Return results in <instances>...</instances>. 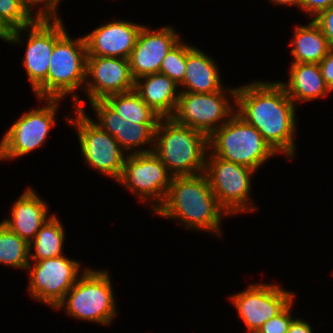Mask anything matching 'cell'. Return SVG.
Returning <instances> with one entry per match:
<instances>
[{
  "instance_id": "cell-1",
  "label": "cell",
  "mask_w": 333,
  "mask_h": 333,
  "mask_svg": "<svg viewBox=\"0 0 333 333\" xmlns=\"http://www.w3.org/2000/svg\"><path fill=\"white\" fill-rule=\"evenodd\" d=\"M236 111L280 155L295 159L298 106L278 81L257 80L237 86ZM297 117V118H296Z\"/></svg>"
},
{
  "instance_id": "cell-2",
  "label": "cell",
  "mask_w": 333,
  "mask_h": 333,
  "mask_svg": "<svg viewBox=\"0 0 333 333\" xmlns=\"http://www.w3.org/2000/svg\"><path fill=\"white\" fill-rule=\"evenodd\" d=\"M153 214L173 219L185 230L207 232L221 239L222 219L231 218L218 203L204 173L173 176L165 200Z\"/></svg>"
},
{
  "instance_id": "cell-3",
  "label": "cell",
  "mask_w": 333,
  "mask_h": 333,
  "mask_svg": "<svg viewBox=\"0 0 333 333\" xmlns=\"http://www.w3.org/2000/svg\"><path fill=\"white\" fill-rule=\"evenodd\" d=\"M87 50L84 36L72 38L66 31L51 54L47 80L34 92L35 98L64 99L71 96L73 108L85 110L78 95L86 82ZM77 91V93H76Z\"/></svg>"
},
{
  "instance_id": "cell-4",
  "label": "cell",
  "mask_w": 333,
  "mask_h": 333,
  "mask_svg": "<svg viewBox=\"0 0 333 333\" xmlns=\"http://www.w3.org/2000/svg\"><path fill=\"white\" fill-rule=\"evenodd\" d=\"M208 151V136L204 133L181 125L171 117L159 119L153 152L173 176L204 173Z\"/></svg>"
},
{
  "instance_id": "cell-5",
  "label": "cell",
  "mask_w": 333,
  "mask_h": 333,
  "mask_svg": "<svg viewBox=\"0 0 333 333\" xmlns=\"http://www.w3.org/2000/svg\"><path fill=\"white\" fill-rule=\"evenodd\" d=\"M109 272L107 268L97 270L88 266L55 310L62 309L81 322L111 325L118 314V301Z\"/></svg>"
},
{
  "instance_id": "cell-6",
  "label": "cell",
  "mask_w": 333,
  "mask_h": 333,
  "mask_svg": "<svg viewBox=\"0 0 333 333\" xmlns=\"http://www.w3.org/2000/svg\"><path fill=\"white\" fill-rule=\"evenodd\" d=\"M209 153L259 171L278 153L251 124L236 113L208 137Z\"/></svg>"
},
{
  "instance_id": "cell-7",
  "label": "cell",
  "mask_w": 333,
  "mask_h": 333,
  "mask_svg": "<svg viewBox=\"0 0 333 333\" xmlns=\"http://www.w3.org/2000/svg\"><path fill=\"white\" fill-rule=\"evenodd\" d=\"M73 112L74 115L64 116V119L75 129L84 164L118 182L128 154L114 137L92 120L86 110L74 108Z\"/></svg>"
},
{
  "instance_id": "cell-8",
  "label": "cell",
  "mask_w": 333,
  "mask_h": 333,
  "mask_svg": "<svg viewBox=\"0 0 333 333\" xmlns=\"http://www.w3.org/2000/svg\"><path fill=\"white\" fill-rule=\"evenodd\" d=\"M37 99L43 105L20 114L0 139V161L20 159L45 145L50 131L57 124L62 99Z\"/></svg>"
},
{
  "instance_id": "cell-9",
  "label": "cell",
  "mask_w": 333,
  "mask_h": 333,
  "mask_svg": "<svg viewBox=\"0 0 333 333\" xmlns=\"http://www.w3.org/2000/svg\"><path fill=\"white\" fill-rule=\"evenodd\" d=\"M66 31L61 18H37L32 24L12 32L7 43L13 46L24 45L23 38L27 37L22 66L33 93L47 80L53 48Z\"/></svg>"
},
{
  "instance_id": "cell-10",
  "label": "cell",
  "mask_w": 333,
  "mask_h": 333,
  "mask_svg": "<svg viewBox=\"0 0 333 333\" xmlns=\"http://www.w3.org/2000/svg\"><path fill=\"white\" fill-rule=\"evenodd\" d=\"M257 171L207 153L204 174L220 206L229 216L258 211L251 195ZM243 213V214H242Z\"/></svg>"
},
{
  "instance_id": "cell-11",
  "label": "cell",
  "mask_w": 333,
  "mask_h": 333,
  "mask_svg": "<svg viewBox=\"0 0 333 333\" xmlns=\"http://www.w3.org/2000/svg\"><path fill=\"white\" fill-rule=\"evenodd\" d=\"M236 91L237 87L225 86L213 93L180 92L171 118L209 137L235 114Z\"/></svg>"
},
{
  "instance_id": "cell-12",
  "label": "cell",
  "mask_w": 333,
  "mask_h": 333,
  "mask_svg": "<svg viewBox=\"0 0 333 333\" xmlns=\"http://www.w3.org/2000/svg\"><path fill=\"white\" fill-rule=\"evenodd\" d=\"M75 258L61 255L54 258L30 261L27 267V292L33 300L44 303L54 311L66 293L88 267H81Z\"/></svg>"
},
{
  "instance_id": "cell-13",
  "label": "cell",
  "mask_w": 333,
  "mask_h": 333,
  "mask_svg": "<svg viewBox=\"0 0 333 333\" xmlns=\"http://www.w3.org/2000/svg\"><path fill=\"white\" fill-rule=\"evenodd\" d=\"M172 179L162 160L151 151L127 155L117 183L136 195L140 203H147L153 214L165 200Z\"/></svg>"
},
{
  "instance_id": "cell-14",
  "label": "cell",
  "mask_w": 333,
  "mask_h": 333,
  "mask_svg": "<svg viewBox=\"0 0 333 333\" xmlns=\"http://www.w3.org/2000/svg\"><path fill=\"white\" fill-rule=\"evenodd\" d=\"M227 298L244 323L246 332L257 333L265 322L279 314L296 298V294L278 283L259 281Z\"/></svg>"
},
{
  "instance_id": "cell-15",
  "label": "cell",
  "mask_w": 333,
  "mask_h": 333,
  "mask_svg": "<svg viewBox=\"0 0 333 333\" xmlns=\"http://www.w3.org/2000/svg\"><path fill=\"white\" fill-rule=\"evenodd\" d=\"M129 60L117 57L87 56L84 95L87 102L134 90Z\"/></svg>"
},
{
  "instance_id": "cell-16",
  "label": "cell",
  "mask_w": 333,
  "mask_h": 333,
  "mask_svg": "<svg viewBox=\"0 0 333 333\" xmlns=\"http://www.w3.org/2000/svg\"><path fill=\"white\" fill-rule=\"evenodd\" d=\"M89 104L96 116V119L92 118V120L114 137L128 155L153 151L158 123L126 121L104 100H96Z\"/></svg>"
},
{
  "instance_id": "cell-17",
  "label": "cell",
  "mask_w": 333,
  "mask_h": 333,
  "mask_svg": "<svg viewBox=\"0 0 333 333\" xmlns=\"http://www.w3.org/2000/svg\"><path fill=\"white\" fill-rule=\"evenodd\" d=\"M152 28L154 27L142 26L128 58L134 80L148 74L159 73L167 53L182 39V35L173 25Z\"/></svg>"
},
{
  "instance_id": "cell-18",
  "label": "cell",
  "mask_w": 333,
  "mask_h": 333,
  "mask_svg": "<svg viewBox=\"0 0 333 333\" xmlns=\"http://www.w3.org/2000/svg\"><path fill=\"white\" fill-rule=\"evenodd\" d=\"M144 24L130 20L103 23L84 34L87 56L117 57L128 59Z\"/></svg>"
},
{
  "instance_id": "cell-19",
  "label": "cell",
  "mask_w": 333,
  "mask_h": 333,
  "mask_svg": "<svg viewBox=\"0 0 333 333\" xmlns=\"http://www.w3.org/2000/svg\"><path fill=\"white\" fill-rule=\"evenodd\" d=\"M35 188L27 187L23 193L14 200L9 217L1 219L13 233L25 240L28 244L35 238L43 224L51 218L49 203L46 202Z\"/></svg>"
},
{
  "instance_id": "cell-20",
  "label": "cell",
  "mask_w": 333,
  "mask_h": 333,
  "mask_svg": "<svg viewBox=\"0 0 333 333\" xmlns=\"http://www.w3.org/2000/svg\"><path fill=\"white\" fill-rule=\"evenodd\" d=\"M215 58L187 42L186 72L179 85L180 92L213 93L225 85L220 77L221 70Z\"/></svg>"
},
{
  "instance_id": "cell-21",
  "label": "cell",
  "mask_w": 333,
  "mask_h": 333,
  "mask_svg": "<svg viewBox=\"0 0 333 333\" xmlns=\"http://www.w3.org/2000/svg\"><path fill=\"white\" fill-rule=\"evenodd\" d=\"M287 81L278 82L285 88L288 97L295 103H307L325 98L332 92L316 63H290Z\"/></svg>"
},
{
  "instance_id": "cell-22",
  "label": "cell",
  "mask_w": 333,
  "mask_h": 333,
  "mask_svg": "<svg viewBox=\"0 0 333 333\" xmlns=\"http://www.w3.org/2000/svg\"><path fill=\"white\" fill-rule=\"evenodd\" d=\"M134 91L161 118L173 115L180 95L179 86L161 73L137 78Z\"/></svg>"
},
{
  "instance_id": "cell-23",
  "label": "cell",
  "mask_w": 333,
  "mask_h": 333,
  "mask_svg": "<svg viewBox=\"0 0 333 333\" xmlns=\"http://www.w3.org/2000/svg\"><path fill=\"white\" fill-rule=\"evenodd\" d=\"M288 44L291 47V63H316L332 49L319 25L312 19L306 25H296L293 38Z\"/></svg>"
},
{
  "instance_id": "cell-24",
  "label": "cell",
  "mask_w": 333,
  "mask_h": 333,
  "mask_svg": "<svg viewBox=\"0 0 333 333\" xmlns=\"http://www.w3.org/2000/svg\"><path fill=\"white\" fill-rule=\"evenodd\" d=\"M58 215L49 218L29 243V260L39 261L64 255L66 230ZM34 251V252H33Z\"/></svg>"
},
{
  "instance_id": "cell-25",
  "label": "cell",
  "mask_w": 333,
  "mask_h": 333,
  "mask_svg": "<svg viewBox=\"0 0 333 333\" xmlns=\"http://www.w3.org/2000/svg\"><path fill=\"white\" fill-rule=\"evenodd\" d=\"M104 101L126 121L158 123L161 118L134 91L107 96Z\"/></svg>"
},
{
  "instance_id": "cell-26",
  "label": "cell",
  "mask_w": 333,
  "mask_h": 333,
  "mask_svg": "<svg viewBox=\"0 0 333 333\" xmlns=\"http://www.w3.org/2000/svg\"><path fill=\"white\" fill-rule=\"evenodd\" d=\"M29 244L0 221V265L27 270Z\"/></svg>"
},
{
  "instance_id": "cell-27",
  "label": "cell",
  "mask_w": 333,
  "mask_h": 333,
  "mask_svg": "<svg viewBox=\"0 0 333 333\" xmlns=\"http://www.w3.org/2000/svg\"><path fill=\"white\" fill-rule=\"evenodd\" d=\"M0 18L12 31L28 26L37 19L22 0H0Z\"/></svg>"
},
{
  "instance_id": "cell-28",
  "label": "cell",
  "mask_w": 333,
  "mask_h": 333,
  "mask_svg": "<svg viewBox=\"0 0 333 333\" xmlns=\"http://www.w3.org/2000/svg\"><path fill=\"white\" fill-rule=\"evenodd\" d=\"M181 39L165 56L159 73L166 75L178 86L183 82L186 72L187 42Z\"/></svg>"
},
{
  "instance_id": "cell-29",
  "label": "cell",
  "mask_w": 333,
  "mask_h": 333,
  "mask_svg": "<svg viewBox=\"0 0 333 333\" xmlns=\"http://www.w3.org/2000/svg\"><path fill=\"white\" fill-rule=\"evenodd\" d=\"M295 301L294 298L279 314L265 322L257 333H287L292 320L295 318L292 316Z\"/></svg>"
},
{
  "instance_id": "cell-30",
  "label": "cell",
  "mask_w": 333,
  "mask_h": 333,
  "mask_svg": "<svg viewBox=\"0 0 333 333\" xmlns=\"http://www.w3.org/2000/svg\"><path fill=\"white\" fill-rule=\"evenodd\" d=\"M37 18H62L58 6L62 0H22ZM39 9V10H38Z\"/></svg>"
},
{
  "instance_id": "cell-31",
  "label": "cell",
  "mask_w": 333,
  "mask_h": 333,
  "mask_svg": "<svg viewBox=\"0 0 333 333\" xmlns=\"http://www.w3.org/2000/svg\"><path fill=\"white\" fill-rule=\"evenodd\" d=\"M313 20L319 25L329 45L333 48V5Z\"/></svg>"
},
{
  "instance_id": "cell-32",
  "label": "cell",
  "mask_w": 333,
  "mask_h": 333,
  "mask_svg": "<svg viewBox=\"0 0 333 333\" xmlns=\"http://www.w3.org/2000/svg\"><path fill=\"white\" fill-rule=\"evenodd\" d=\"M333 5V0H302L301 11L308 16V20L316 18L321 12Z\"/></svg>"
},
{
  "instance_id": "cell-33",
  "label": "cell",
  "mask_w": 333,
  "mask_h": 333,
  "mask_svg": "<svg viewBox=\"0 0 333 333\" xmlns=\"http://www.w3.org/2000/svg\"><path fill=\"white\" fill-rule=\"evenodd\" d=\"M322 76L328 88L333 92V48L319 63Z\"/></svg>"
},
{
  "instance_id": "cell-34",
  "label": "cell",
  "mask_w": 333,
  "mask_h": 333,
  "mask_svg": "<svg viewBox=\"0 0 333 333\" xmlns=\"http://www.w3.org/2000/svg\"><path fill=\"white\" fill-rule=\"evenodd\" d=\"M311 323L301 318H294L287 333H314Z\"/></svg>"
},
{
  "instance_id": "cell-35",
  "label": "cell",
  "mask_w": 333,
  "mask_h": 333,
  "mask_svg": "<svg viewBox=\"0 0 333 333\" xmlns=\"http://www.w3.org/2000/svg\"><path fill=\"white\" fill-rule=\"evenodd\" d=\"M269 1L274 6H289V7L293 6L301 10L302 0H269Z\"/></svg>"
},
{
  "instance_id": "cell-36",
  "label": "cell",
  "mask_w": 333,
  "mask_h": 333,
  "mask_svg": "<svg viewBox=\"0 0 333 333\" xmlns=\"http://www.w3.org/2000/svg\"><path fill=\"white\" fill-rule=\"evenodd\" d=\"M12 32L13 31L0 18V39L4 42H8Z\"/></svg>"
}]
</instances>
